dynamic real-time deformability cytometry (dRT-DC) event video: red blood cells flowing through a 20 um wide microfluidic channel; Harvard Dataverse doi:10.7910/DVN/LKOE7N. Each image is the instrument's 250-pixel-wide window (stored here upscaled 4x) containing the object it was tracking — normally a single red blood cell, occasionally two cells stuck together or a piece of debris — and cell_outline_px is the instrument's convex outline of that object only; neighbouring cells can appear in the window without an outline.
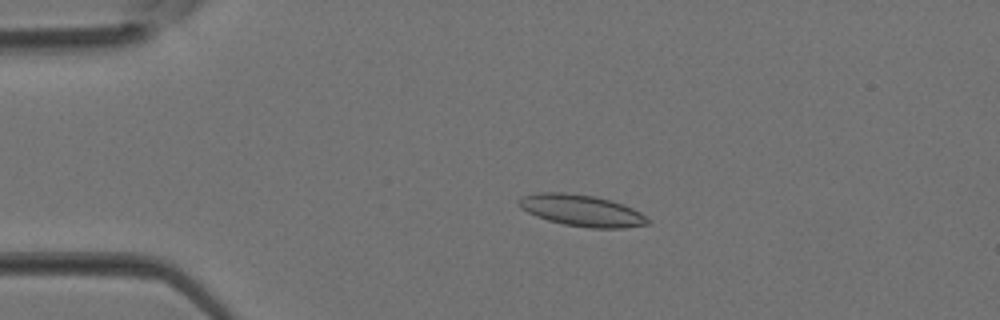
{"species": "Egyptian fruit bat (a non-hibernating species)", "species_latin": "Rousettus aegyptiacus", "temperature_condition": "room temperature", "stored_images_in_passage": 33, "camera_frame_rate_fps": 3000, "um_per_image_px": 0.085, "animal": {"sex": "female"}, "frame": {"image": 1, "passage_image": 4, "time_ms": 1.0, "image_size_px": [1000, 320], "cell_outline_px": [[652, 220], [648, 224], [624, 228], [588, 228], [564, 224], [548, 220], [536, 216], [520, 208], [516, 200], [520, 196], [536, 192], [564, 192], [596, 196], [624, 204], [640, 212]], "centroid_in_image_um": [49.43, 17.88], "position_along_channel_um": 35.6, "area_um2": 23.99}}
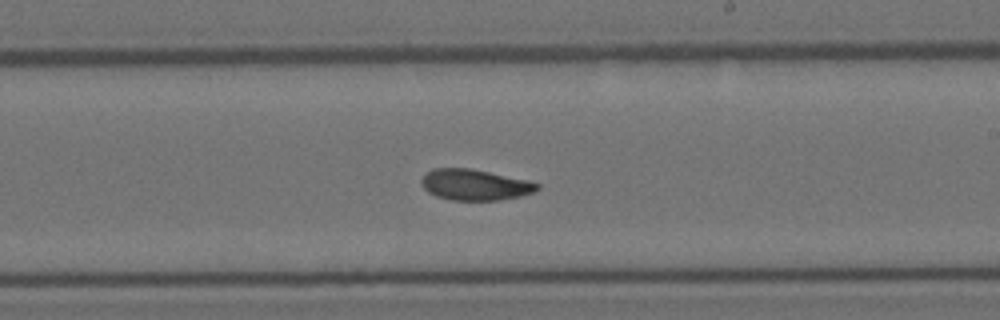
{"frame": {"image": 2, "passage_image": 18, "time_ms": 5.667, "image_size_px": [1000, 320], "cell_outline_px": [[540, 188], [536, 192], [520, 196], [500, 200], [452, 200], [436, 196], [428, 192], [420, 184], [420, 180], [432, 168], [468, 168], [528, 180], [540, 184]], "centroid_in_image_um": [40.37, 15.71], "position_along_channel_um": 248.6, "area_um2": 20.87}}
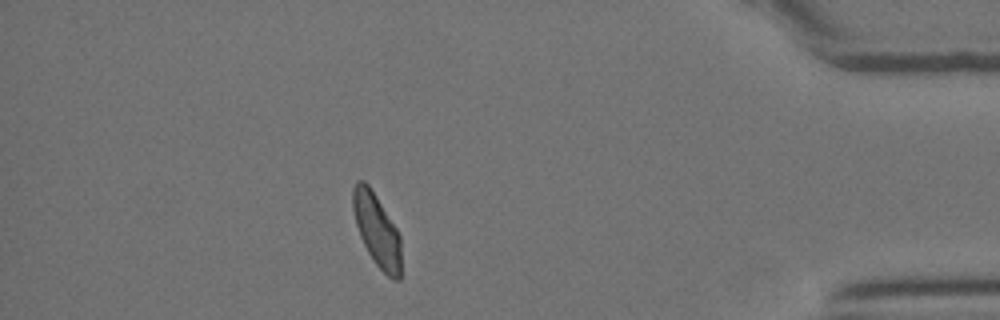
{"frame": {"image": 3, "passage_image": 29, "time_ms": 9.333, "image_size_px": [1000, 320], "cell_outline_px": [[400, 280], [392, 280], [376, 264], [368, 252], [360, 236], [356, 224], [352, 208], [352, 188], [356, 180], [364, 180], [368, 184], [376, 196], [396, 228], [400, 236]], "centroid_in_image_um": [32.01, 19.53], "position_along_channel_um": 403.2, "area_um2": 20.23}}